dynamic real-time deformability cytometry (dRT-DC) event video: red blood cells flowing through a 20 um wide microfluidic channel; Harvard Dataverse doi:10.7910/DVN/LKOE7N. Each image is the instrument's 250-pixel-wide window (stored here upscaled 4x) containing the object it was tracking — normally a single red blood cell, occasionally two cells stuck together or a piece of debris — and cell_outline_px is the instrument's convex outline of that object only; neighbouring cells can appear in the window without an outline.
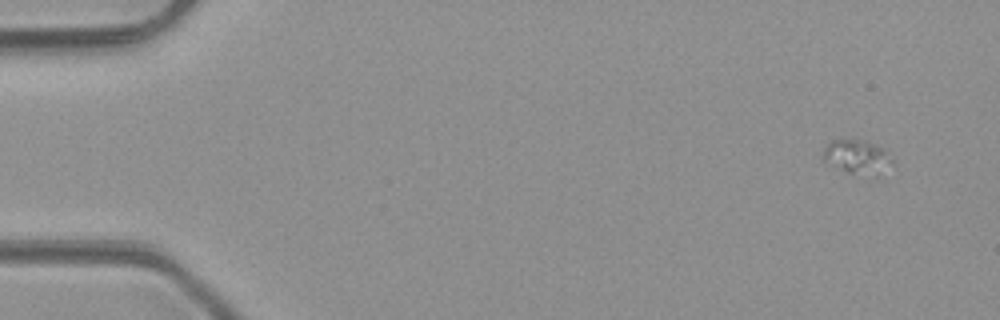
{"species": "common noctule bat (a hibernating species)", "species_latin": "Nyctalus noctula", "temperature_condition": "room temperature", "stored_images_in_passage": 5, "camera_frame_rate_fps": 3000, "um_per_image_px": 0.085, "animal": {"sex": "male", "body_mass_g": 23.1, "forearm_length_mm": 52.7}, "frame": {"image": 1, "passage_image": 5, "time_ms": 5.333, "image_size_px": [1000, 320], "cell_outline_px": [[892, 160], [876, 176], [872, 176], [848, 172], [824, 160], [824, 148], [832, 140], [860, 140], [876, 144]], "centroid_in_image_um": [72.81, 13.32], "position_along_channel_um": 12.2, "area_um2": 12.83}}